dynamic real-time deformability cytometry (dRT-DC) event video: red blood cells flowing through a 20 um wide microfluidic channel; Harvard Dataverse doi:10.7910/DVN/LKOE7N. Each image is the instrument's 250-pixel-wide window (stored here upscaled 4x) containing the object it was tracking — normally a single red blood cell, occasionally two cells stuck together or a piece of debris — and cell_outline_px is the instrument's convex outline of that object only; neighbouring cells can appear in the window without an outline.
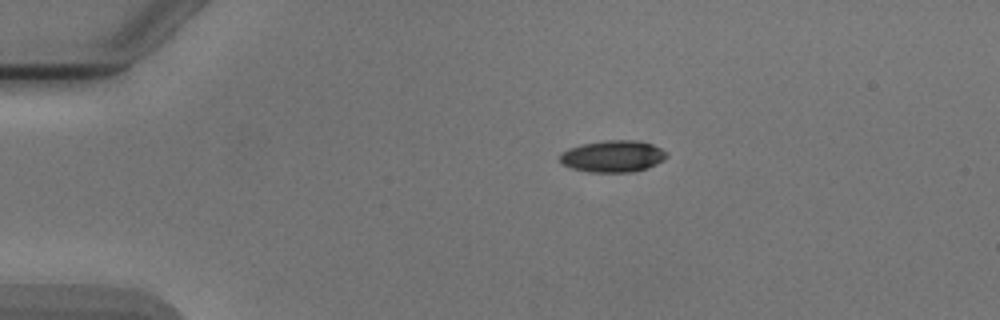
{"species": "Egyptian fruit bat (a non-hibernating species)", "species_latin": "Rousettus aegyptiacus", "temperature_condition": "cold", "stored_images_in_passage": 2, "camera_frame_rate_fps": 3000, "um_per_image_px": 0.085, "animal": {"sex": "male"}, "frame": {"image": 1, "passage_image": 1, "time_ms": 0.0, "image_size_px": [1000, 320], "cell_outline_px": [[668, 156], [664, 160], [656, 164], [632, 172], [588, 172], [572, 168], [560, 164], [560, 152], [568, 148], [580, 144], [604, 140], [640, 140], [652, 144], [668, 152]], "centroid_in_image_um": [52.07, 13.27], "position_along_channel_um": 32.9, "area_um2": 20.0}}